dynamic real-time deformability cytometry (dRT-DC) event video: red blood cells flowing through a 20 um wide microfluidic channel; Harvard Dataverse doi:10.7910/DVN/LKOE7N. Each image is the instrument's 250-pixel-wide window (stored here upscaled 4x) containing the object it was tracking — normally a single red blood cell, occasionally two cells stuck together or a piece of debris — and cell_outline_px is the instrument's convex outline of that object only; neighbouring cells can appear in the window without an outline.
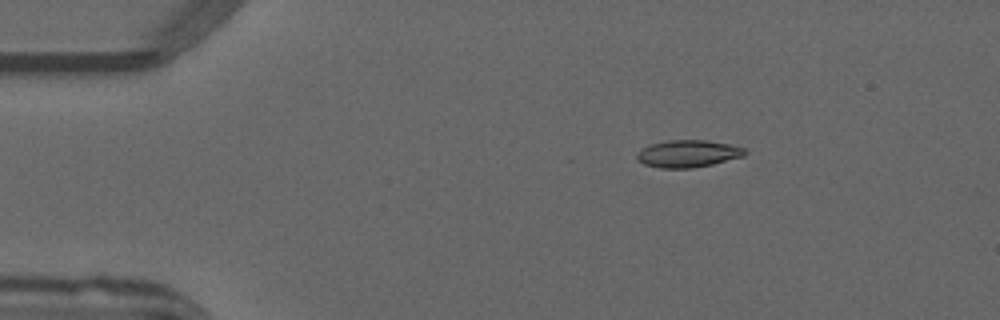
{"species": "common noctule bat (a hibernating species)", "species_latin": "Nyctalus noctula", "temperature_condition": "warm", "stored_images_in_passage": 44, "camera_frame_rate_fps": 3000, "um_per_image_px": 0.085, "animal": {"sex": "male", "forearm_length_mm": 52.5}, "frame": {"image": 1, "passage_image": 1, "time_ms": 0.0, "image_size_px": [1000, 320], "cell_outline_px": [[748, 152], [744, 156], [712, 164], [692, 168], [660, 168], [644, 164], [636, 160], [636, 152], [640, 148], [652, 144], [668, 140], [708, 140], [728, 144], [744, 148]], "centroid_in_image_um": [58.44, 13.06], "position_along_channel_um": 26.6, "area_um2": 17.22}}
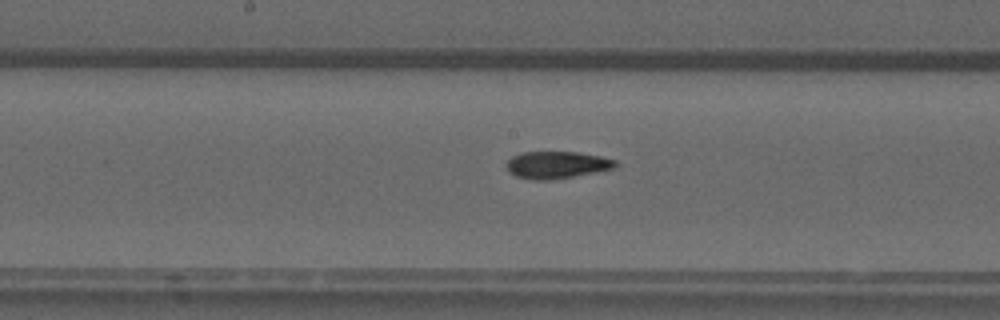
{"frame": {"image": 2, "passage_image": 19, "time_ms": 6.0, "image_size_px": [1000, 320], "cell_outline_px": [[616, 168], [596, 172], [548, 180], [532, 180], [516, 176], [508, 172], [504, 164], [512, 156], [520, 152], [576, 152], [600, 156], [616, 160]], "centroid_in_image_um": [47.28, 14.01], "position_along_channel_um": 200.9, "area_um2": 17.28}}
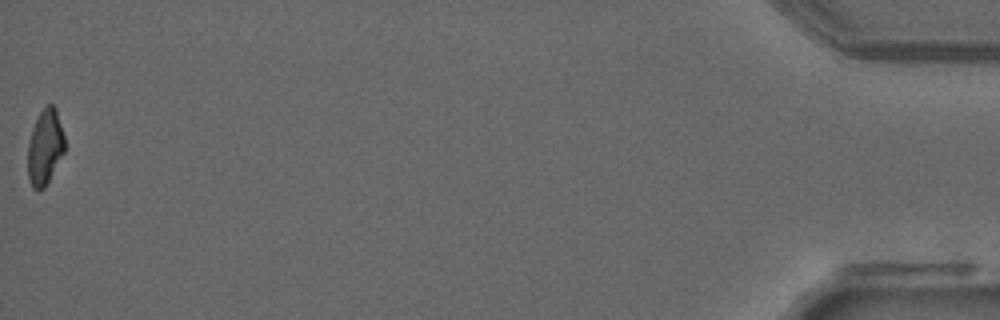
{"frame": {"image": 3, "passage_image": 44, "time_ms": 14.333, "image_size_px": [1000, 320], "cell_outline_px": [[64, 152], [44, 188], [32, 188], [28, 180], [28, 144], [32, 128], [40, 112], [48, 104], [52, 104], [56, 108], [64, 136]], "centroid_in_image_um": [3.81, 12.49], "position_along_channel_um": 431.4, "area_um2": 15.95}, "authors_computed_cell_mechanics": {"area_um2": 17.2822, "velocity_mm_per_s": 3.991, "shape_relaxation_time_tau1_ms": null, "shape_relaxation_time_tau2_ms": 1.8471, "deformation_change_tau1": null, "deformation_change_tau2": 0.0724}}